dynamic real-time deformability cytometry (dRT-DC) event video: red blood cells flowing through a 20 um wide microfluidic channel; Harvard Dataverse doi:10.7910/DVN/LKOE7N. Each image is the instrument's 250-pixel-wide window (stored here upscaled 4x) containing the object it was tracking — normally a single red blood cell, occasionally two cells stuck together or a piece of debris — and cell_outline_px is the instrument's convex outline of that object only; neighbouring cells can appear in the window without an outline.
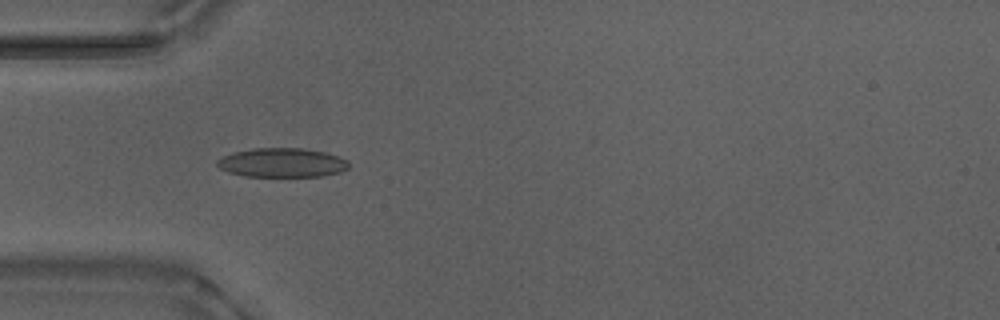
{"species": "Egyptian fruit bat (a non-hibernating species)", "species_latin": "Rousettus aegyptiacus", "temperature_condition": "warm", "stored_images_in_passage": 39, "camera_frame_rate_fps": 3000, "um_per_image_px": 0.085, "animal": {"sex": "male"}, "frame": {"image": 1, "passage_image": 2, "time_ms": 0.333, "image_size_px": [1000, 320], "cell_outline_px": [[348, 168], [340, 172], [324, 176], [244, 176], [228, 172], [220, 168], [216, 164], [216, 160], [232, 152], [252, 148], [304, 148], [324, 152], [348, 160]], "centroid_in_image_um": [23.95, 13.82], "position_along_channel_um": 61.0, "area_um2": 22.37}}
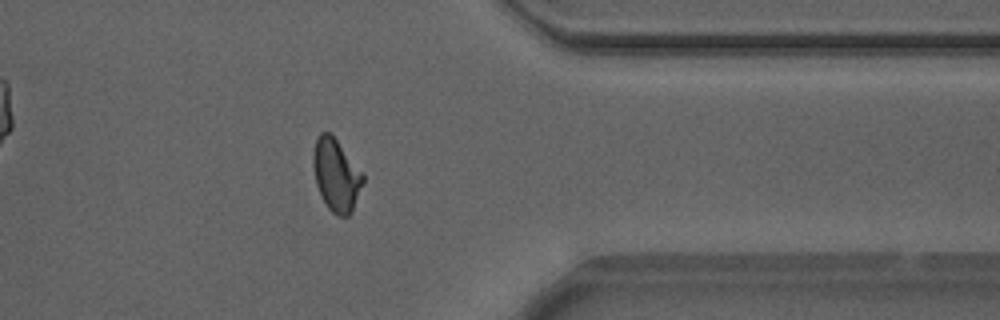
{"frame": {"image": 2, "passage_image": 28, "time_ms": 9.0, "image_size_px": [1000, 320], "cell_outline_px": [[364, 180], [352, 212], [348, 216], [336, 216], [328, 208], [316, 184], [312, 164], [312, 152], [316, 136], [320, 132], [332, 132], [364, 176]], "centroid_in_image_um": [28.55, 14.84], "position_along_channel_um": 382.9, "area_um2": 21.1}}
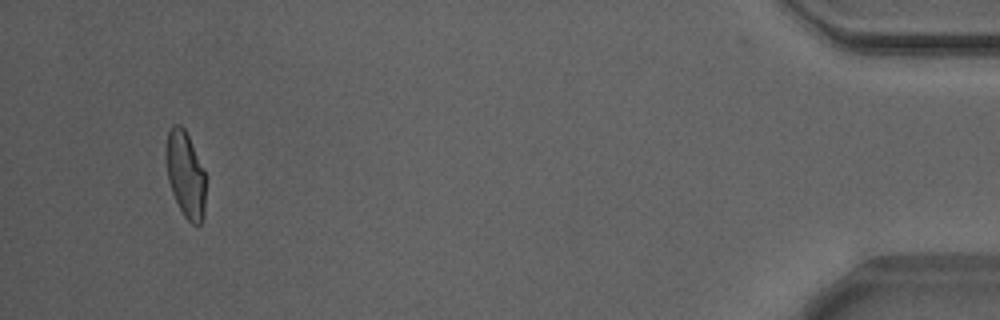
{"frame": {"image": 3, "passage_image": 36, "time_ms": 11.667, "image_size_px": [1000, 320], "cell_outline_px": [[208, 176], [204, 216], [200, 224], [192, 224], [184, 216], [172, 192], [168, 180], [164, 156], [164, 152], [168, 132], [172, 124], [180, 124], [184, 128]], "centroid_in_image_um": [15.79, 14.82], "position_along_channel_um": 419.4, "area_um2": 20.63}, "authors_computed_cell_mechanics": {"area_um2": 20.6346, "velocity_mm_per_s": 3.8774, "shape_relaxation_time_tau1_ms": 8.3178, "shape_relaxation_time_tau2_ms": 0.9757, "deformation_change_tau1": 0.2105, "deformation_change_tau2": 0.0635}}